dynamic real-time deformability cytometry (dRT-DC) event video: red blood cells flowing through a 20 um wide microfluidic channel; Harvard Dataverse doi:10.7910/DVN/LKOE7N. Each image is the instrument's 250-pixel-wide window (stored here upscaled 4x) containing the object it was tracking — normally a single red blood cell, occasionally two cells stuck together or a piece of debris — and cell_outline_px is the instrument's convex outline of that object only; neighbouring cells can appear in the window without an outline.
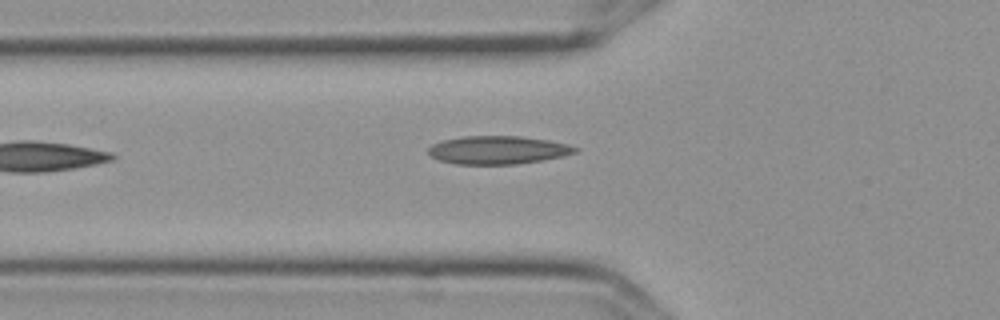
{"species": "Egyptian fruit bat (a non-hibernating species)", "species_latin": "Rousettus aegyptiacus", "temperature_condition": "cold", "stored_images_in_passage": 2, "camera_frame_rate_fps": 3000, "um_per_image_px": 0.085, "frame": {"image": 1, "passage_image": 2, "time_ms": 0.333, "image_size_px": [1000, 320], "cell_outline_px": [[580, 148], [576, 152], [560, 156], [540, 160], [516, 164], [456, 164], [440, 160], [432, 156], [428, 152], [428, 148], [432, 144], [440, 140], [464, 136], [520, 136], [548, 140], [568, 144]], "centroid_in_image_um": [42.29, 12.74], "position_along_channel_um": 83.5, "area_um2": 23.99}}